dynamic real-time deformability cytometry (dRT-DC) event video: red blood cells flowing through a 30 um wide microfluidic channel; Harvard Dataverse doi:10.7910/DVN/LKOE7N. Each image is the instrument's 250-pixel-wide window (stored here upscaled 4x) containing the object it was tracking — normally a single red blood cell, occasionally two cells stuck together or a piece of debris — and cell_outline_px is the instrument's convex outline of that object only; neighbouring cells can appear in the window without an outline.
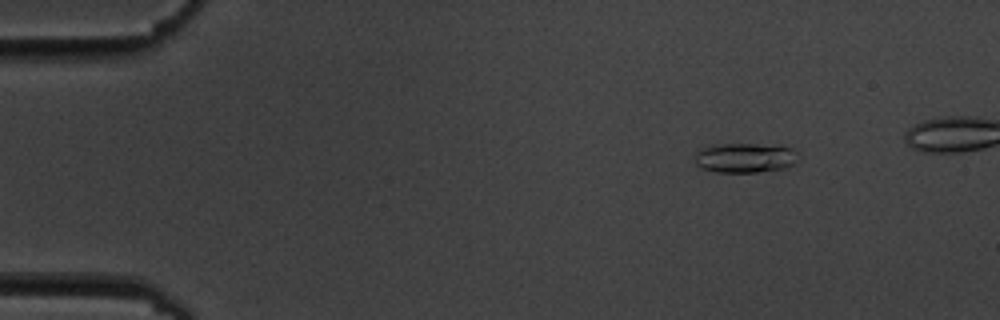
{"species": "common noctule bat (a hibernating species)", "species_latin": "Nyctalus noctula", "temperature_condition": "cold", "stored_images_in_passage": 8, "camera_frame_rate_fps": 3000, "um_per_image_px": 0.085, "animal": {"sex": "male", "body_mass_g": 19.5, "forearm_length_mm": 54.6}, "frame": {"image": 1, "passage_image": 2, "time_ms": 1.333, "image_size_px": [1000, 320], "cell_outline_px": [[800, 152], [796, 160], [792, 164], [784, 168], [756, 172], [716, 172], [704, 168], [696, 164], [696, 152], [700, 148], [716, 144], [756, 144], [792, 148]], "centroid_in_image_um": [63.33, 13.41], "position_along_channel_um": 21.7, "area_um2": 17.74}}
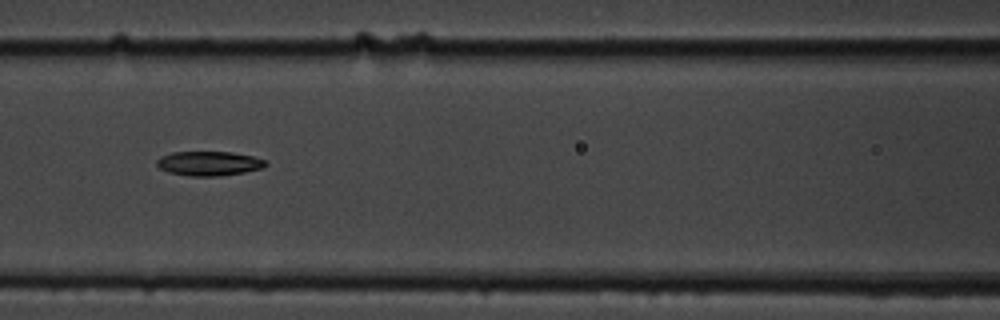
{"frame": {"image": 2, "passage_image": 7, "time_ms": 7.333, "image_size_px": [1000, 320], "cell_outline_px": [[268, 164], [260, 168], [244, 172], [220, 176], [188, 176], [168, 172], [160, 168], [156, 164], [156, 160], [160, 156], [172, 152], [232, 152], [252, 156], [264, 160]], "centroid_in_image_um": [17.71, 13.89], "position_along_channel_um": 148.9, "area_um2": 15.43}}
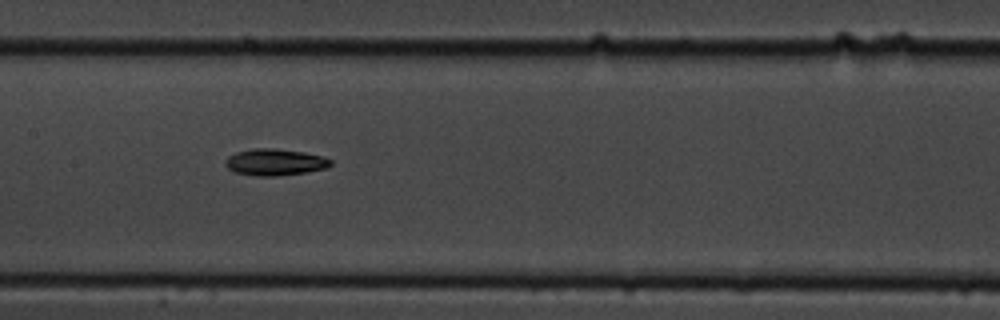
{"frame": {"image": 3, "passage_image": 8, "time_ms": 8.333, "image_size_px": [1000, 320], "cell_outline_px": [[332, 164], [328, 168], [308, 172], [276, 176], [256, 176], [236, 172], [228, 168], [224, 164], [224, 160], [228, 156], [236, 152], [252, 148], [276, 148], [304, 152], [324, 156], [332, 160]], "centroid_in_image_um": [23.39, 13.78], "position_along_channel_um": 184.0, "area_um2": 16.59}}